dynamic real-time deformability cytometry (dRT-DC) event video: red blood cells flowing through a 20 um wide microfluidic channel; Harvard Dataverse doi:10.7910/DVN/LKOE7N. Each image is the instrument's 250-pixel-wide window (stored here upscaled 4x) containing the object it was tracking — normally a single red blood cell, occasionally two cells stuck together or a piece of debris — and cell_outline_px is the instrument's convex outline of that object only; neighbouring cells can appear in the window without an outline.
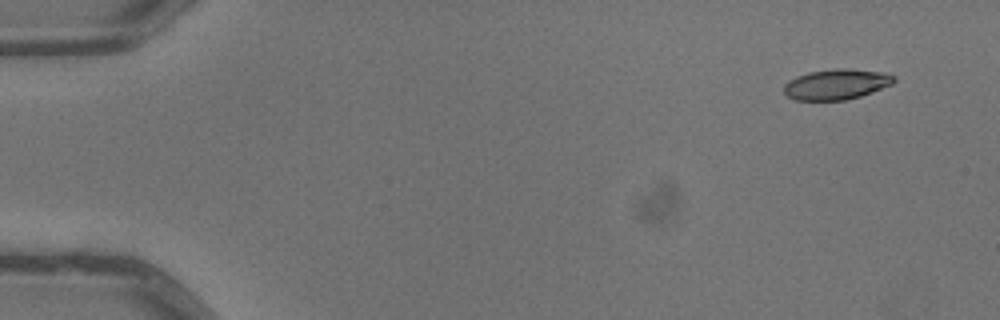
{"species": "common noctule bat (a hibernating species)", "species_latin": "Nyctalus noctula", "temperature_condition": "warm", "stored_images_in_passage": 5, "camera_frame_rate_fps": 3000, "um_per_image_px": 0.085, "animal": {"sex": "male", "body_mass_g": 13.3}, "frame": {"image": 1, "passage_image": 1, "time_ms": 0.0, "image_size_px": [1000, 320], "cell_outline_px": [[896, 80], [892, 84], [872, 92], [860, 96], [844, 100], [796, 100], [788, 96], [784, 92], [784, 84], [788, 80], [796, 76], [808, 72], [836, 68], [848, 68], [888, 72], [896, 76]], "centroid_in_image_um": [71.12, 7.14], "position_along_channel_um": 13.9, "area_um2": 19.77}}
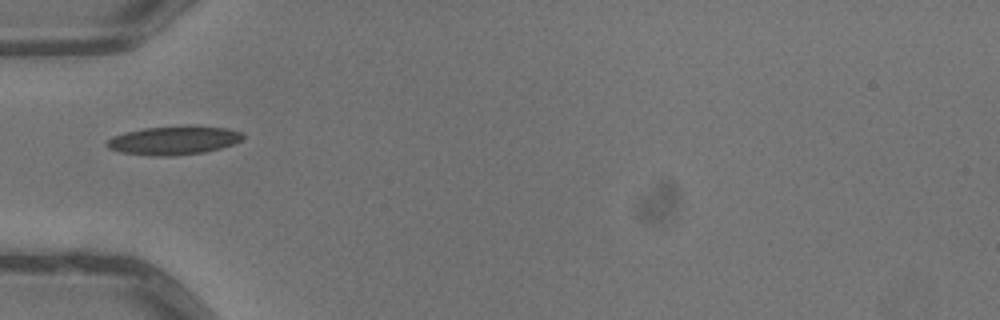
{"frame": {"image": 2, "passage_image": 5, "time_ms": 1.333, "image_size_px": [1000, 320], "cell_outline_px": [[244, 136], [240, 140], [232, 144], [220, 148], [204, 152], [172, 156], [152, 156], [120, 152], [108, 148], [104, 144], [112, 136], [124, 132], [144, 128], [228, 128], [240, 132]], "centroid_in_image_um": [14.67, 11.97], "position_along_channel_um": 70.3, "area_um2": 21.85}}